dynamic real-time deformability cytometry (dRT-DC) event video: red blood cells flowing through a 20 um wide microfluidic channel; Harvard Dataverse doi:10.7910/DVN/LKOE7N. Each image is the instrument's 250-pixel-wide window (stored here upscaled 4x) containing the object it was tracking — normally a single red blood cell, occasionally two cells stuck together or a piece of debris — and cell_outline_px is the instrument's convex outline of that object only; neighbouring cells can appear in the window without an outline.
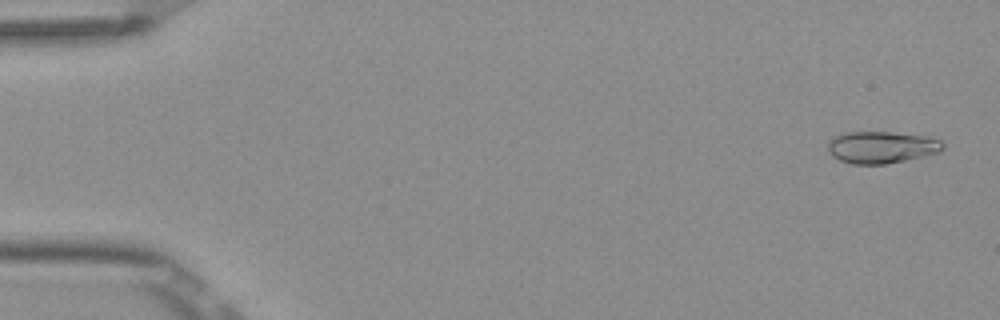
{"species": "Egyptian fruit bat (a non-hibernating species)", "species_latin": "Rousettus aegyptiacus", "temperature_condition": "room temperature", "stored_images_in_passage": 4, "camera_frame_rate_fps": 3000, "um_per_image_px": 0.085, "frame": {"image": 1, "passage_image": 1, "time_ms": 0.0, "image_size_px": [1000, 320], "cell_outline_px": [[944, 148], [940, 152], [924, 156], [884, 164], [852, 164], [840, 160], [832, 156], [828, 152], [828, 140], [832, 136], [840, 132], [892, 132], [928, 136], [940, 140], [944, 144]], "centroid_in_image_um": [74.9, 12.5], "position_along_channel_um": 10.1, "area_um2": 21.68}}